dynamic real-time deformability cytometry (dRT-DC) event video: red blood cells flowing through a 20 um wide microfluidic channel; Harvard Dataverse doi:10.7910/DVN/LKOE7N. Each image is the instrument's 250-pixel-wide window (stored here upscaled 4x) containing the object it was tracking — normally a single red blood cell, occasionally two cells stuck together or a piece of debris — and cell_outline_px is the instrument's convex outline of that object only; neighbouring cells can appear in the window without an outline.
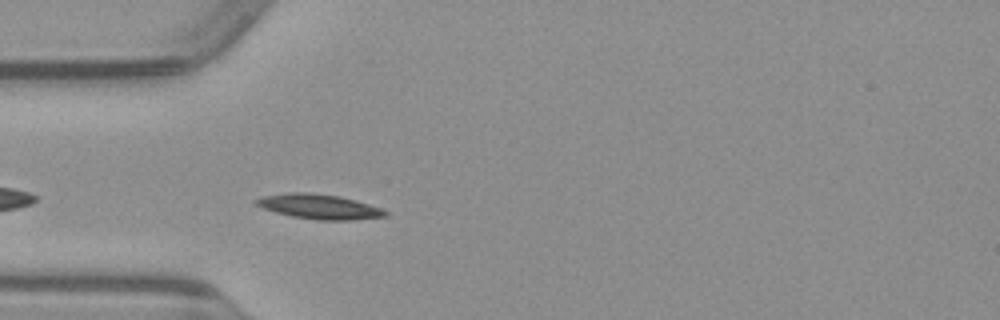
{"species": "common noctule bat (a hibernating species)", "species_latin": "Nyctalus noctula", "temperature_condition": "warm", "stored_images_in_passage": 39, "camera_frame_rate_fps": 3000, "um_per_image_px": 0.085, "animal": {"sex": "male", "body_mass_g": 23.1, "forearm_length_mm": 52.7}, "frame": {"image": 1, "passage_image": 3, "time_ms": 0.667, "image_size_px": [1000, 320], "cell_outline_px": [[388, 216], [352, 220], [320, 220], [292, 216], [276, 212], [264, 208], [256, 204], [252, 200], [264, 196], [288, 192], [308, 192], [340, 196], [356, 200], [380, 208], [388, 212]], "centroid_in_image_um": [27.14, 17.55], "position_along_channel_um": 57.9, "area_um2": 18.55}}
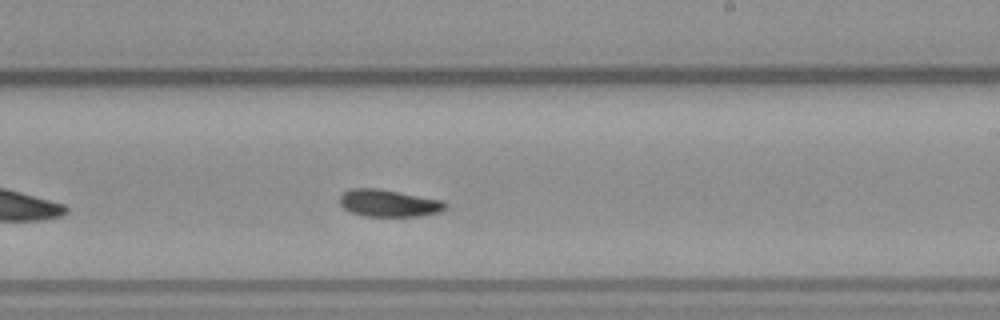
{"frame": {"image": 2, "passage_image": 18, "time_ms": 5.667, "image_size_px": [1000, 320], "cell_outline_px": [[448, 204], [440, 212], [424, 216], [364, 216], [352, 212], [344, 208], [340, 204], [340, 196], [344, 192], [352, 188], [376, 188], [440, 200]], "centroid_in_image_um": [33.03, 17.28], "position_along_channel_um": 256.0, "area_um2": 16.47}}
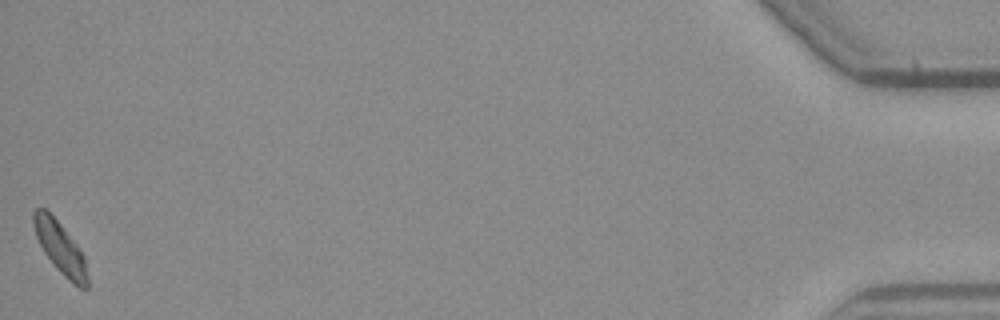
{"frame": {"image": 3, "passage_image": 39, "time_ms": 12.667, "image_size_px": [1000, 320], "cell_outline_px": [[88, 288], [80, 288], [68, 280], [60, 272], [44, 252], [36, 236], [32, 224], [32, 212], [36, 208], [44, 208], [60, 224], [80, 248], [84, 256], [88, 276]], "centroid_in_image_um": [5.12, 21.07], "position_along_channel_um": 430.1, "area_um2": 16.13}}